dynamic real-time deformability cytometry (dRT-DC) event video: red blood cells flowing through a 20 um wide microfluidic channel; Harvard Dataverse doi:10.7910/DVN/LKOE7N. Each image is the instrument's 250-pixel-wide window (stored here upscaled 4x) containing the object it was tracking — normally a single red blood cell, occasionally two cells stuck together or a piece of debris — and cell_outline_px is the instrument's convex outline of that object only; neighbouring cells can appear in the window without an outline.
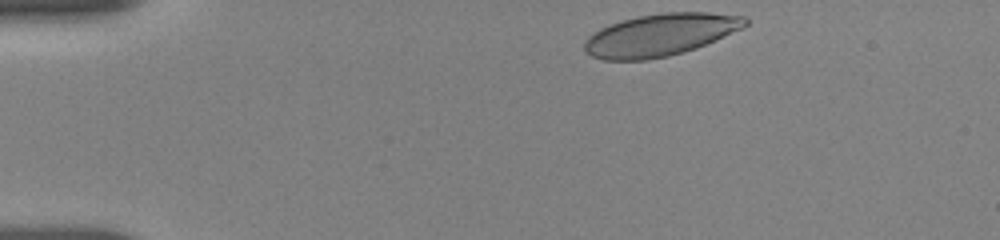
{"species": "human", "species_latin": "Homo sapiens", "temperature_condition": "room temperature", "stored_images_in_passage": 47, "camera_frame_rate_fps": 3000, "um_per_image_px": 0.085, "donor": {"sex": "female"}, "frame": {"image": 1, "passage_image": 1, "time_ms": 0.0, "image_size_px": [1000, 240], "cell_outline_px": [[748, 24], [740, 28], [696, 48], [684, 52], [668, 56], [648, 60], [604, 60], [592, 56], [584, 48], [584, 40], [588, 36], [600, 28], [624, 20], [640, 16], [664, 12], [708, 12], [744, 16], [748, 20]], "centroid_in_image_um": [56.1, 2.97], "position_along_channel_um": 28.9, "area_um2": 39.13}}
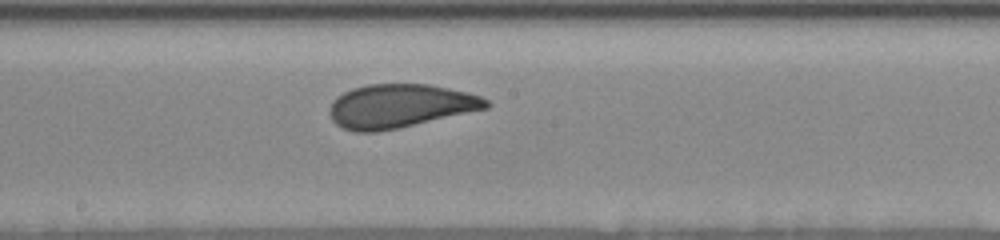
{"frame": {"image": 2, "passage_image": 22, "time_ms": 7.0, "image_size_px": [1000, 240], "cell_outline_px": [[492, 104], [488, 108], [400, 128], [376, 132], [352, 132], [336, 124], [332, 120], [328, 112], [328, 108], [332, 100], [344, 92], [352, 88], [368, 84], [428, 84], [468, 92], [480, 96], [488, 100]], "centroid_in_image_um": [33.98, 9.01], "position_along_channel_um": 214.2, "area_um2": 40.11}}
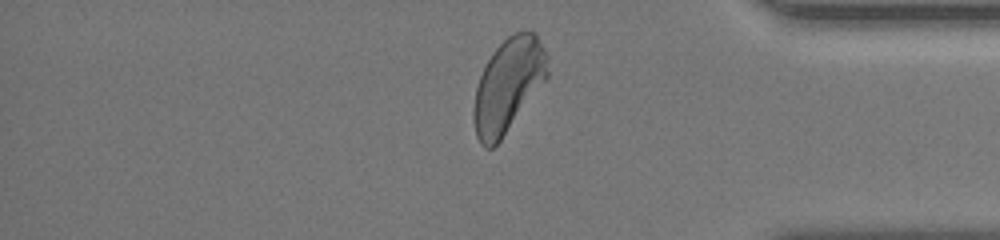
{"frame": {"image": 3, "passage_image": 38, "time_ms": 12.333, "image_size_px": [1000, 240], "cell_outline_px": [[548, 76], [500, 140], [492, 148], [484, 148], [480, 144], [476, 136], [472, 120], [472, 108], [476, 88], [480, 76], [492, 52], [508, 36], [516, 32], [536, 32], [548, 56]], "centroid_in_image_um": [43.17, 7.26], "position_along_channel_um": 392.0, "area_um2": 40.06}, "authors_computed_cell_mechanics": {"area_um2": 39.9976, "velocity_mm_per_s": 3.642, "shape_relaxation_time_tau1_ms": 4.8321, "shape_relaxation_time_tau2_ms": 0.7507, "deformation_change_tau1": 0.1384, "deformation_change_tau2": 0.0565}}